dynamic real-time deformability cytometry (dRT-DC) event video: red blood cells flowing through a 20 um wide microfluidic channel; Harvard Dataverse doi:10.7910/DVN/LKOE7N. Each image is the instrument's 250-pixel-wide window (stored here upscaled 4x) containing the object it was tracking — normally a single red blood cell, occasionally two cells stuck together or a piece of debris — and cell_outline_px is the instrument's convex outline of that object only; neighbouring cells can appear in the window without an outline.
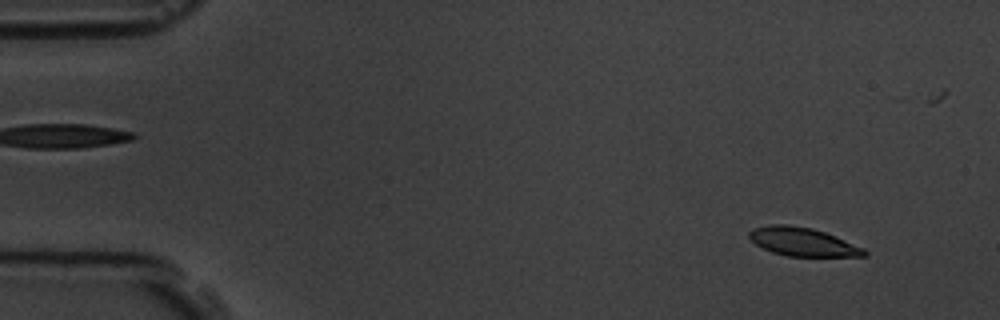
{"species": "common noctule bat (a hibernating species)", "species_latin": "Nyctalus noctula", "temperature_condition": "room temperature", "stored_images_in_passage": 5, "camera_frame_rate_fps": 3000, "um_per_image_px": 0.085, "animal": {"sex": "male", "body_mass_g": 19.5, "forearm_length_mm": 54.6}, "frame": {"image": 1, "passage_image": 1, "time_ms": 0.0, "image_size_px": [1000, 320], "cell_outline_px": [[868, 256], [788, 256], [772, 252], [756, 244], [748, 236], [748, 232], [752, 228], [768, 224], [788, 224], [812, 228], [824, 232], [864, 248], [868, 252]], "centroid_in_image_um": [68.2, 20.54], "position_along_channel_um": 16.8, "area_um2": 19.02}}
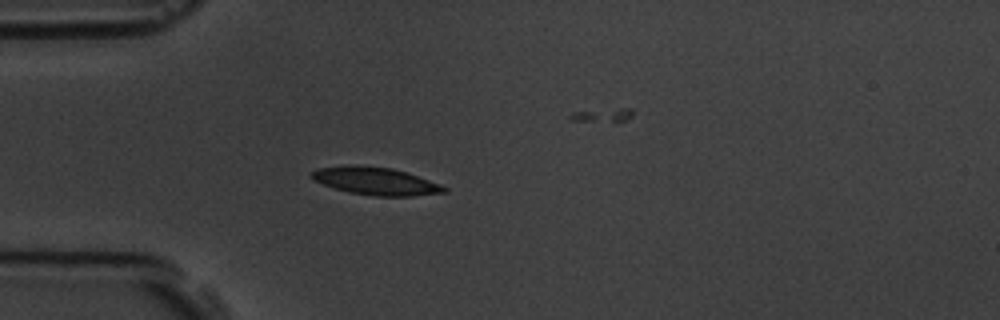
{"frame": {"image": 2, "passage_image": 4, "time_ms": 3.667, "image_size_px": [1000, 320], "cell_outline_px": [[448, 192], [412, 196], [372, 196], [348, 192], [312, 180], [308, 176], [308, 172], [320, 168], [392, 168], [440, 184], [448, 188]], "centroid_in_image_um": [31.97, 15.45], "position_along_channel_um": 53.0, "area_um2": 20.35}}